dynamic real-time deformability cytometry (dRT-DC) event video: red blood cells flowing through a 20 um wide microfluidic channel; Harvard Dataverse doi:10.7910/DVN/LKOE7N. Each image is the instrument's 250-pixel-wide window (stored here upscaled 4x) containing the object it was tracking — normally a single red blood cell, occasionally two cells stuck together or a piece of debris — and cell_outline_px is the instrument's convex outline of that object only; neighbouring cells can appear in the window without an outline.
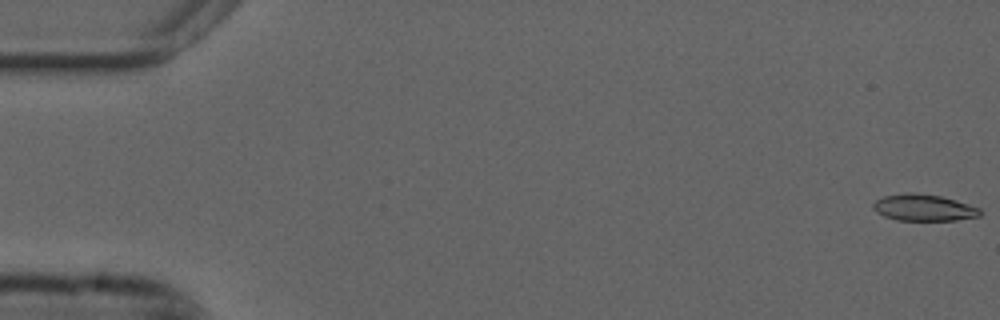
{"species": "common noctule bat (a hibernating species)", "species_latin": "Nyctalus noctula", "temperature_condition": "cold", "stored_images_in_passage": 52, "camera_frame_rate_fps": 3000, "um_per_image_px": 0.085, "animal": {"sex": "male", "forearm_length_mm": 52.5}, "frame": {"image": 1, "passage_image": 1, "time_ms": 0.0, "image_size_px": [1000, 320], "cell_outline_px": [[980, 216], [956, 220], [896, 220], [884, 216], [876, 212], [872, 208], [872, 204], [876, 200], [884, 196], [908, 192], [912, 192], [940, 196], [968, 204], [980, 208]], "centroid_in_image_um": [78.48, 17.65], "position_along_channel_um": 6.5, "area_um2": 16.47}}
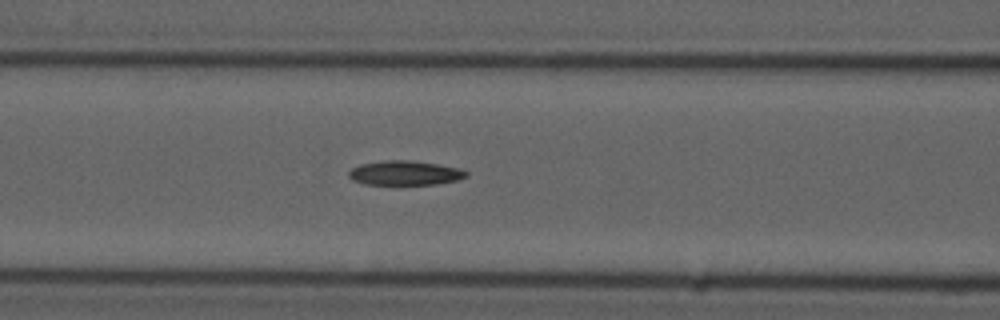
{"frame": {"image": 2, "passage_image": 23, "time_ms": 7.333, "image_size_px": [1000, 320], "cell_outline_px": [[468, 176], [460, 180], [436, 184], [364, 184], [352, 180], [348, 176], [348, 172], [352, 168], [360, 164], [384, 160], [412, 160], [460, 168], [468, 172]], "centroid_in_image_um": [34.43, 14.7], "position_along_channel_um": 132.2, "area_um2": 16.82}}
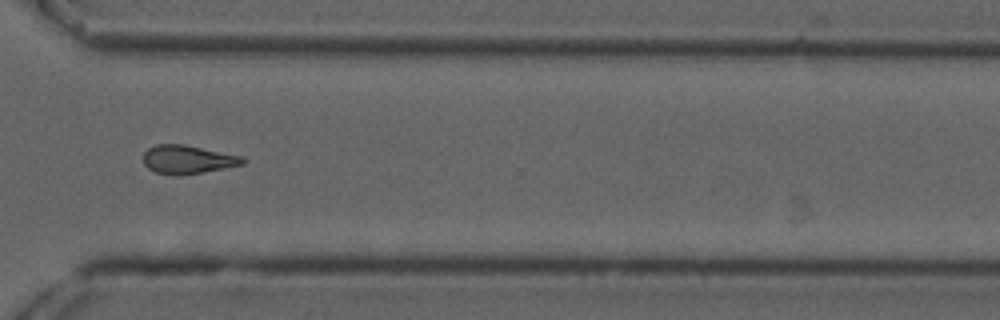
{"frame": {"image": 3, "passage_image": 41, "time_ms": 13.333, "image_size_px": [1000, 320], "cell_outline_px": [[248, 160], [244, 164], [224, 168], [180, 176], [156, 172], [148, 168], [144, 164], [144, 152], [148, 148], [156, 144], [184, 144], [244, 156]], "centroid_in_image_um": [15.99, 13.55], "position_along_channel_um": 354.6, "area_um2": 16.65}}